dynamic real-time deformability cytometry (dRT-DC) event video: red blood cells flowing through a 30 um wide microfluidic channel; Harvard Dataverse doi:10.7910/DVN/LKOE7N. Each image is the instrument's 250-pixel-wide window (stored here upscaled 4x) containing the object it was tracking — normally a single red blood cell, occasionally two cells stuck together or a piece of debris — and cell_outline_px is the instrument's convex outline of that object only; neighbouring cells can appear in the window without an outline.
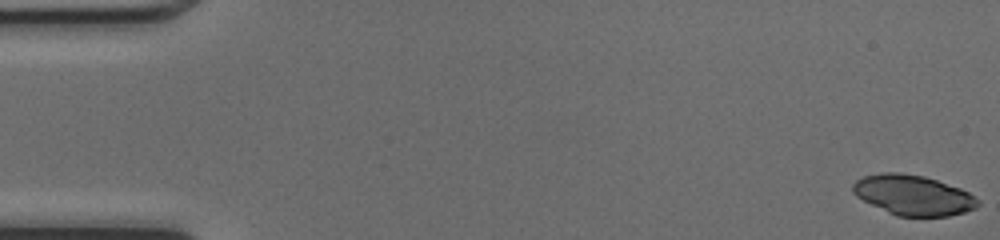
{"species": "common noctule bat (a hibernating species)", "species_latin": "Nyctalus noctula", "temperature_condition": "cold", "stored_images_in_passage": 49, "camera_frame_rate_fps": 3000, "um_per_image_px": 0.085, "animal": {"sex": "female", "body_mass_g": 17.0, "forearm_length_mm": 48.0}, "frame": {"image": 1, "passage_image": 1, "time_ms": 0.0, "image_size_px": [1000, 240], "cell_outline_px": [[980, 204], [976, 208], [964, 212], [948, 216], [896, 216], [856, 196], [852, 192], [852, 184], [856, 180], [864, 176], [884, 172], [900, 172], [924, 176], [960, 188], [968, 192], [980, 200]], "centroid_in_image_um": [77.63, 16.58], "position_along_channel_um": 7.4, "area_um2": 29.13}}